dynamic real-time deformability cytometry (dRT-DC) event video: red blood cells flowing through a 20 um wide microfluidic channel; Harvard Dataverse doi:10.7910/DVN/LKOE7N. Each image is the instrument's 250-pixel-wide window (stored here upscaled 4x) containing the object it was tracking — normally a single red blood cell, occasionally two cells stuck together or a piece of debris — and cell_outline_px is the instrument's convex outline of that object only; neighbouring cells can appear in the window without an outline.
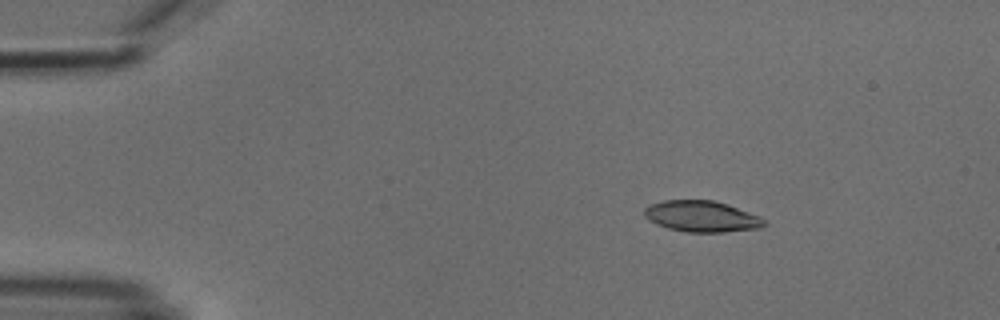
{"species": "common noctule bat (a hibernating species)", "species_latin": "Nyctalus noctula", "temperature_condition": "cold", "stored_images_in_passage": 4, "camera_frame_rate_fps": 3000, "um_per_image_px": 0.085, "animal": {"sex": "male", "body_mass_g": 18.8}, "frame": {"image": 1, "passage_image": 2, "time_ms": 1.333, "image_size_px": [1000, 320], "cell_outline_px": [[768, 224], [760, 228], [724, 232], [688, 232], [668, 228], [656, 224], [648, 220], [644, 216], [644, 208], [652, 204], [664, 200], [712, 200], [728, 204], [760, 216]], "centroid_in_image_um": [59.65, 18.39], "position_along_channel_um": 25.3, "area_um2": 21.79}}